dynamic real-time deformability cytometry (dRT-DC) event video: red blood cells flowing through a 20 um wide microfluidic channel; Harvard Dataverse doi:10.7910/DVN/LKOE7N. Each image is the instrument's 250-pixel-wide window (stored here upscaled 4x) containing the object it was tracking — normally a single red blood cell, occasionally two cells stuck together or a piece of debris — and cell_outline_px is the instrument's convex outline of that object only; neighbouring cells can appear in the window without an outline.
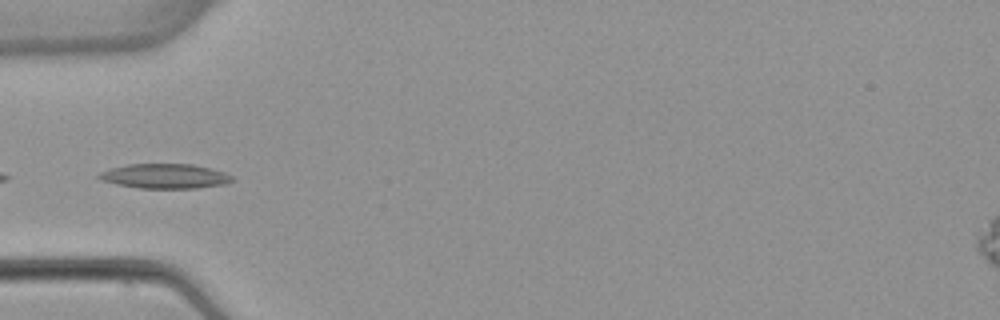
{"species": "common noctule bat (a hibernating species)", "species_latin": "Nyctalus noctula", "temperature_condition": "warm", "stored_images_in_passage": 5, "camera_frame_rate_fps": 3000, "um_per_image_px": 0.085, "animal": {"sex": "female", "body_mass_g": 22.7, "forearm_length_mm": 54.2}, "frame": {"image": 1, "passage_image": 4, "time_ms": 4.667, "image_size_px": [1000, 320], "cell_outline_px": [[236, 180], [224, 184], [196, 188], [140, 188], [116, 184], [100, 180], [96, 176], [100, 172], [108, 168], [128, 164], [192, 164], [212, 168], [224, 172], [232, 176]], "centroid_in_image_um": [14.0, 14.96], "position_along_channel_um": 71.0, "area_um2": 19.31}}
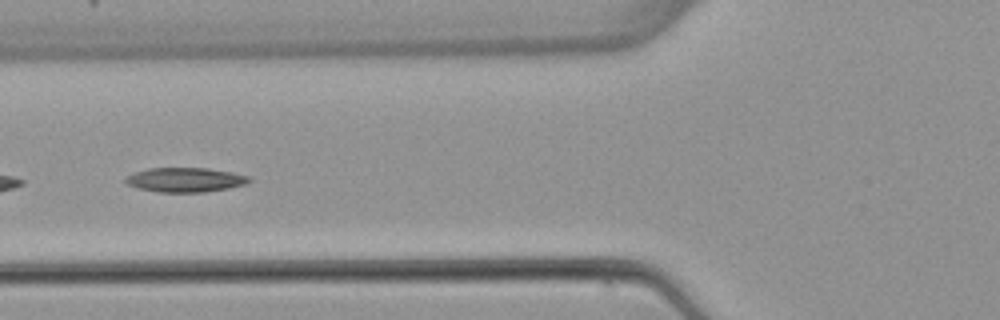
{"frame": {"image": 2, "passage_image": 5, "time_ms": 5.667, "image_size_px": [1000, 320], "cell_outline_px": [[252, 180], [248, 184], [228, 188], [204, 192], [160, 192], [140, 188], [128, 184], [124, 180], [128, 176], [136, 172], [148, 168], [208, 168], [232, 172], [248, 176]], "centroid_in_image_um": [15.8, 15.28], "position_along_channel_um": 110.0, "area_um2": 17.46}}